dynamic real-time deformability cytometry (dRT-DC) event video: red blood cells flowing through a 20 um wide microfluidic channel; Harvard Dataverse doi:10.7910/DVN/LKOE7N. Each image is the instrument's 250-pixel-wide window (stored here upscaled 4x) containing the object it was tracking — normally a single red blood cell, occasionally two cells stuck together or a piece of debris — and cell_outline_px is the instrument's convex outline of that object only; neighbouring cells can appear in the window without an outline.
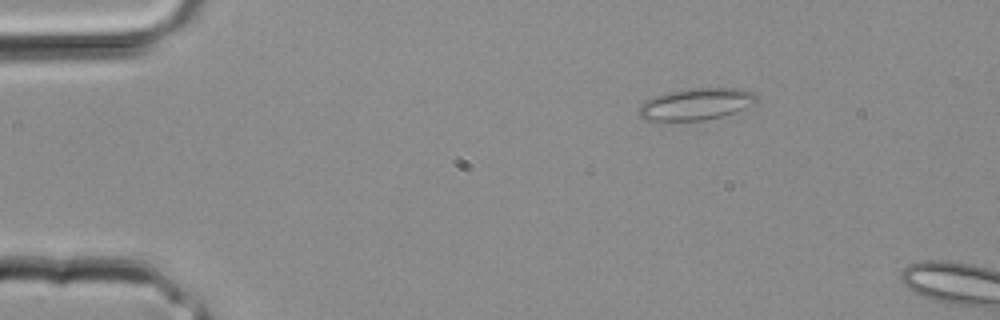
{"species": "common noctule bat (a hibernating species)", "species_latin": "Nyctalus noctula", "temperature_condition": "room temperature", "stored_images_in_passage": 2, "camera_frame_rate_fps": 3000, "um_per_image_px": 0.085, "animal": {"sex": "male", "body_mass_g": 20.4}, "frame": {"image": 1, "passage_image": 1, "time_ms": 0.0, "image_size_px": [1000, 320], "cell_outline_px": [[756, 104], [736, 112], [704, 120], [648, 120], [640, 116], [640, 104], [656, 96], [668, 92], [688, 88], [740, 88], [756, 92]], "centroid_in_image_um": [59.25, 8.83], "position_along_channel_um": 25.7, "area_um2": 21.62}}